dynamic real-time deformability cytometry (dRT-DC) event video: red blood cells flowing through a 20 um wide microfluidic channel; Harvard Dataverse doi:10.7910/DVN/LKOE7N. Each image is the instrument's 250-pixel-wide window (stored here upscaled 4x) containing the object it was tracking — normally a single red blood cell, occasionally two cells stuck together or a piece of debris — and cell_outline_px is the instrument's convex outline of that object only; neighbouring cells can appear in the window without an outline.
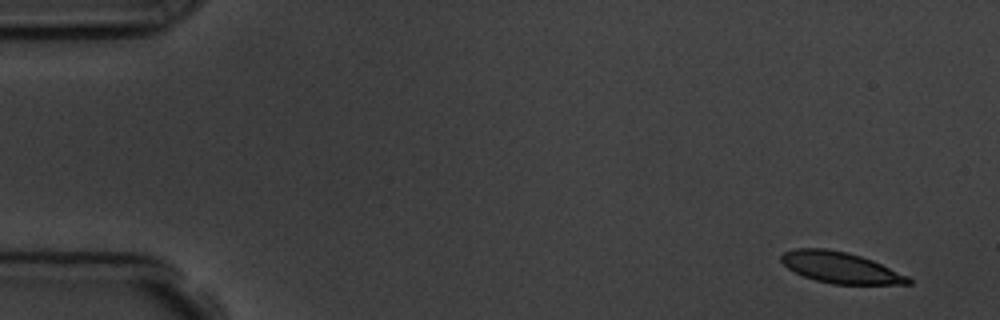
{"species": "common noctule bat (a hibernating species)", "species_latin": "Nyctalus noctula", "temperature_condition": "room temperature", "stored_images_in_passage": 5, "segment_of_instrument_passage": [1, 2], "camera_frame_rate_fps": 3000, "um_per_image_px": 0.085, "animal": {"sex": "male", "body_mass_g": 19.5, "forearm_length_mm": 54.6}, "frame": {"image": 1, "passage_image": 1, "time_ms": 0.0, "image_size_px": [1000, 320], "cell_outline_px": [[912, 284], [832, 284], [816, 280], [804, 276], [788, 268], [780, 260], [780, 256], [784, 252], [796, 248], [824, 248], [848, 252], [872, 260], [908, 276], [912, 280]], "centroid_in_image_um": [71.43, 22.74], "position_along_channel_um": 13.6, "area_um2": 22.89}}
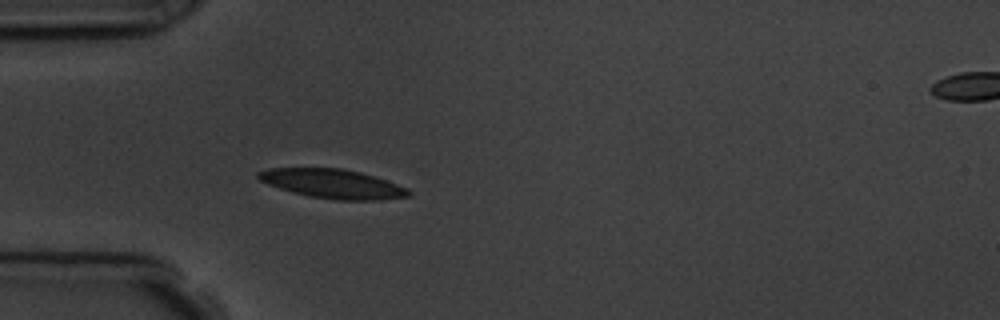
{"frame": {"image": 2, "passage_image": 4, "time_ms": 4.333, "image_size_px": [1000, 320], "cell_outline_px": [[412, 192], [408, 196], [380, 200], [340, 200], [308, 196], [292, 192], [268, 184], [260, 180], [256, 176], [256, 172], [268, 168], [340, 168], [360, 172], [408, 188]], "centroid_in_image_um": [28.25, 15.62], "position_along_channel_um": 56.8, "area_um2": 25.32}}